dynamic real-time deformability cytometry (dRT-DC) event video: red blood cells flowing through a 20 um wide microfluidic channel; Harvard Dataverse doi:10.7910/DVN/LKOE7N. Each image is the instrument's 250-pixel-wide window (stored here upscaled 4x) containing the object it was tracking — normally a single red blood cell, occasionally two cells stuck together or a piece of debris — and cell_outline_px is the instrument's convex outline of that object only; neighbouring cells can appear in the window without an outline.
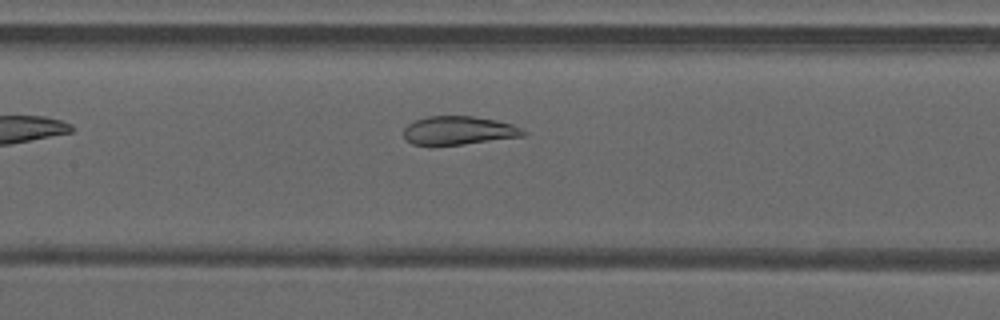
{"species": "common noctule bat (a hibernating species)", "species_latin": "Nyctalus noctula", "temperature_condition": "warm", "stored_images_in_passage": 32, "camera_frame_rate_fps": 3000, "um_per_image_px": 0.085, "animal": {"sex": "male", "forearm_length_mm": 52.5}, "frame": {"image": 1, "passage_image": 8, "time_ms": 2.333, "image_size_px": [1000, 320], "cell_outline_px": [[528, 132], [524, 136], [464, 144], [432, 148], [412, 144], [404, 140], [404, 128], [408, 124], [416, 120], [428, 116], [472, 116], [496, 120], [512, 124]], "centroid_in_image_um": [38.92, 11.13], "position_along_channel_um": 168.5, "area_um2": 20.46}}
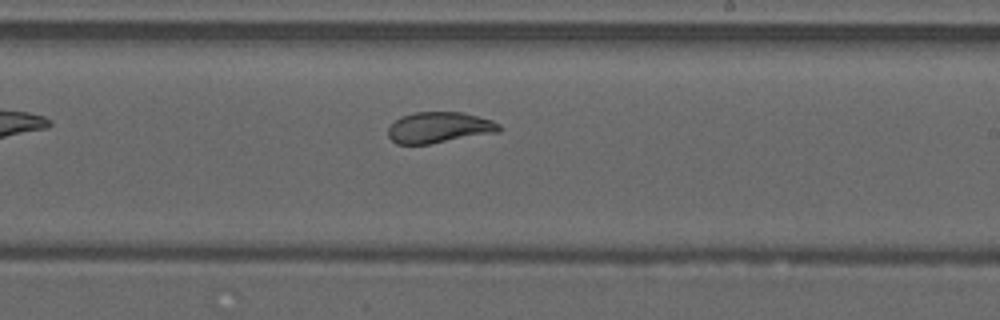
{"frame": {"image": 2, "passage_image": 14, "time_ms": 4.333, "image_size_px": [1000, 320], "cell_outline_px": [[500, 132], [428, 144], [396, 144], [388, 136], [388, 128], [400, 116], [416, 112], [464, 112], [492, 120], [500, 124]], "centroid_in_image_um": [37.33, 10.83], "position_along_channel_um": 251.7, "area_um2": 20.06}}
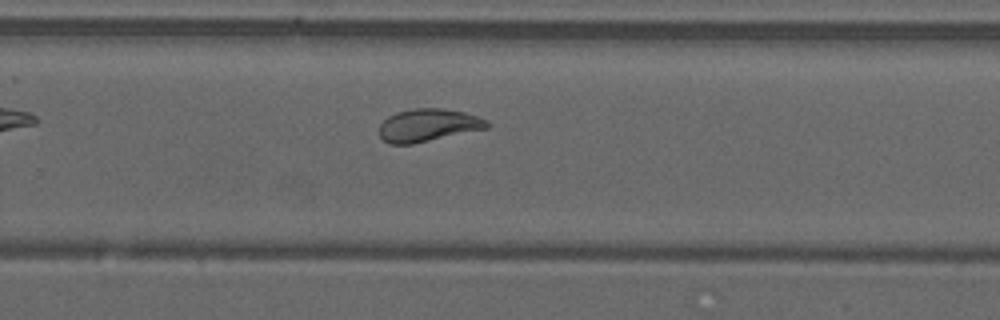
{"frame": {"image": 3, "passage_image": 17, "time_ms": 5.333, "image_size_px": [1000, 320], "cell_outline_px": [[488, 128], [412, 144], [388, 144], [380, 136], [380, 124], [388, 116], [396, 112], [412, 108], [444, 108], [464, 112], [488, 120]], "centroid_in_image_um": [36.37, 10.63], "position_along_channel_um": 293.4, "area_um2": 20.52}}